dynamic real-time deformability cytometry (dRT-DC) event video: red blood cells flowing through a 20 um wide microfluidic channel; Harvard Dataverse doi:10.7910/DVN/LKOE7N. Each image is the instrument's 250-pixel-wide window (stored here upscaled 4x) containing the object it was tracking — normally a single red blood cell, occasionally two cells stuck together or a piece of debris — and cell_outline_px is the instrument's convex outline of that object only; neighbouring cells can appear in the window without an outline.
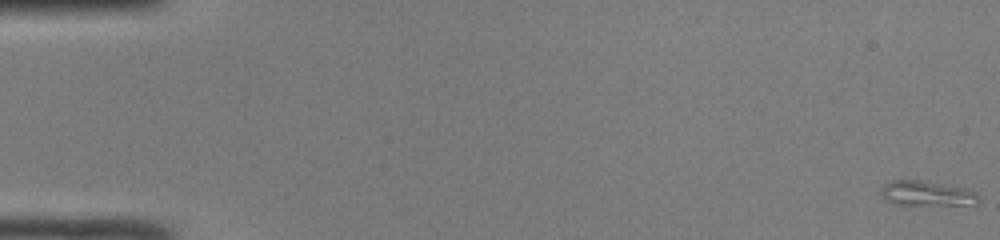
{"species": "common noctule bat (a hibernating species)", "species_latin": "Nyctalus noctula", "temperature_condition": "room temperature", "stored_images_in_passage": 50, "camera_frame_rate_fps": 3000, "um_per_image_px": 0.085, "animal": {"sex": "male", "body_mass_g": 19.0, "forearm_length_mm": 50.8}, "frame": {"image": 1, "passage_image": 1, "time_ms": 0.0, "image_size_px": [1000, 240], "cell_outline_px": [[976, 204], [892, 204], [884, 200], [880, 196], [880, 188], [888, 180], [920, 180], [948, 184], [968, 188], [976, 192]], "centroid_in_image_um": [78.68, 16.41], "position_along_channel_um": 6.3, "area_um2": 14.28}}
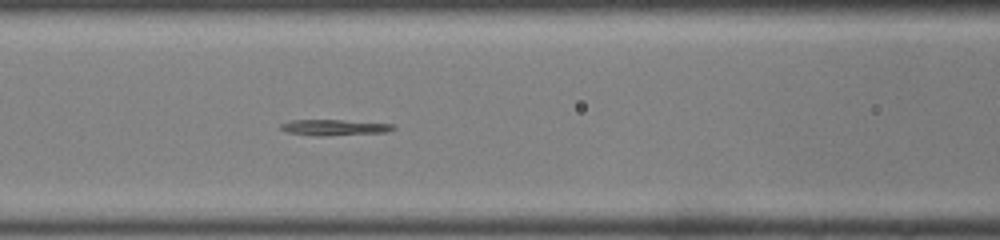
{"frame": {"image": 2, "passage_image": 22, "time_ms": 7.0, "image_size_px": [1000, 240], "cell_outline_px": [[396, 128], [388, 132], [324, 136], [316, 136], [284, 132], [280, 128], [280, 124], [292, 120], [340, 120], [392, 124]], "centroid_in_image_um": [28.37, 10.84], "position_along_channel_um": 138.2, "area_um2": 10.4}}
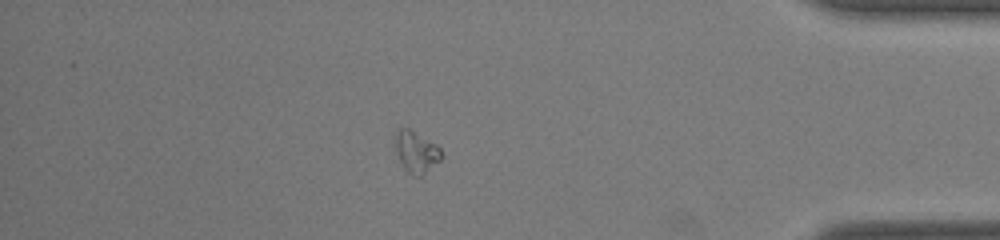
{"frame": {"image": 3, "passage_image": 43, "time_ms": 14.0, "image_size_px": [1000, 240], "cell_outline_px": [[444, 156], [440, 160], [420, 176], [416, 176], [408, 172], [404, 168], [396, 152], [396, 128], [408, 128], [436, 144], [440, 148]], "centroid_in_image_um": [35.39, 12.89], "position_along_channel_um": 399.8, "area_um2": 10.92}}